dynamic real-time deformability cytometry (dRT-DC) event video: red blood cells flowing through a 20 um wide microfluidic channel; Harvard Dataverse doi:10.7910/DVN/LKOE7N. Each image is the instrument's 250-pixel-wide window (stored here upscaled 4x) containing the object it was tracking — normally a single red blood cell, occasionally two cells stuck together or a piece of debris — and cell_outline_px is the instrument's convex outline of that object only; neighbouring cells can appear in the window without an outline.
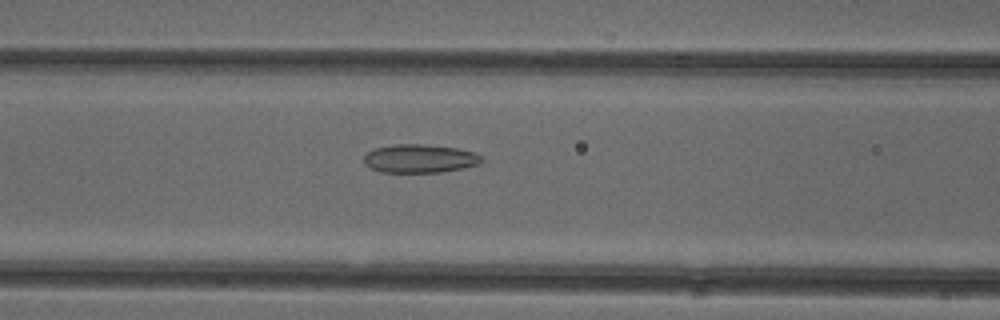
{"species": "common noctule bat (a hibernating species)", "species_latin": "Nyctalus noctula", "temperature_condition": "cold", "stored_images_in_passage": 29, "camera_frame_rate_fps": 3000, "um_per_image_px": 0.085, "animal": {"sex": "female"}, "frame": {"image": 1, "passage_image": 8, "time_ms": 2.333, "image_size_px": [1000, 320], "cell_outline_px": [[484, 160], [480, 164], [440, 172], [380, 172], [364, 164], [364, 156], [372, 148], [396, 144], [428, 144], [456, 148], [472, 152], [484, 156]], "centroid_in_image_um": [35.68, 13.47], "position_along_channel_um": 130.9, "area_um2": 19.59}}
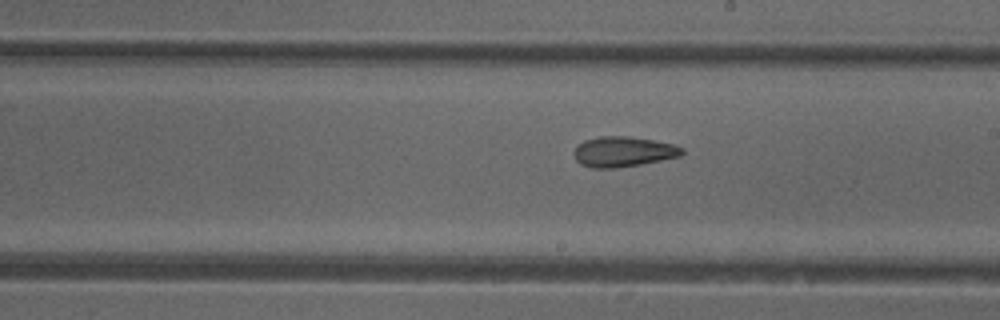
{"frame": {"image": 2, "passage_image": 16, "time_ms": 5.0, "image_size_px": [1000, 320], "cell_outline_px": [[684, 152], [680, 156], [640, 164], [612, 168], [592, 168], [580, 164], [576, 160], [572, 152], [584, 140], [600, 136], [628, 136], [652, 140], [672, 144], [684, 148]], "centroid_in_image_um": [52.95, 12.89], "position_along_channel_um": 236.1, "area_um2": 18.9}}
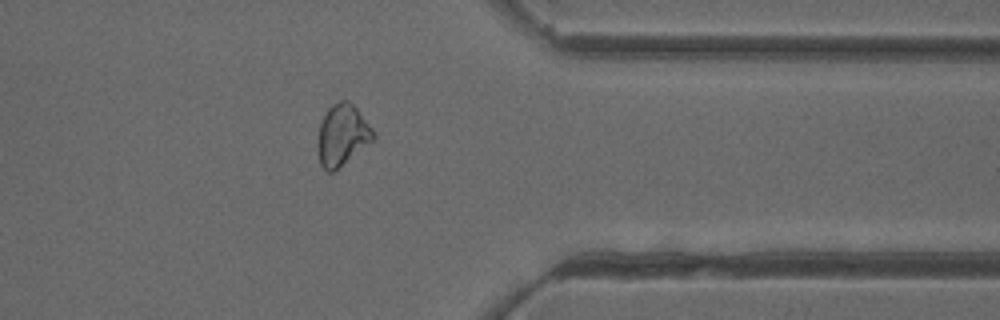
{"frame": {"image": 3, "passage_image": 28, "time_ms": 9.0, "image_size_px": [1000, 320], "cell_outline_px": [[376, 136], [372, 140], [332, 172], [328, 172], [320, 164], [316, 148], [316, 144], [320, 124], [328, 108], [332, 104], [340, 100], [348, 100], [356, 108], [372, 128]], "centroid_in_image_um": [29.05, 11.46], "position_along_channel_um": 382.4, "area_um2": 19.48}}